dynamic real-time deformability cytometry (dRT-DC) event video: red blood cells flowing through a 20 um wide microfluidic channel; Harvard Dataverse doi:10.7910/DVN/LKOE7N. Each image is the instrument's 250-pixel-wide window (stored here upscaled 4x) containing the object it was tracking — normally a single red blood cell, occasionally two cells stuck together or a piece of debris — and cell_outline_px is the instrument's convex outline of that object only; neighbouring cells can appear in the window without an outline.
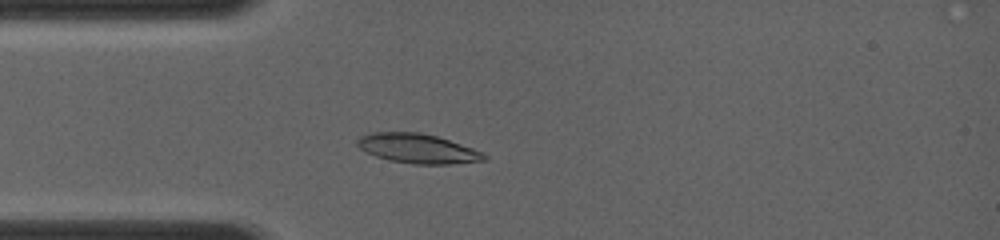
{"species": "common noctule bat (a hibernating species)", "species_latin": "Nyctalus noctula", "temperature_condition": "room temperature", "stored_images_in_passage": 25, "camera_frame_rate_fps": 4000, "um_per_image_px": 0.085, "animal": {"sex": "female", "body_mass_g": 19.0, "forearm_length_mm": 56.7}, "frame": {"image": 1, "passage_image": 1, "time_ms": 0.0, "image_size_px": [1000, 240], "cell_outline_px": [[488, 160], [448, 164], [412, 164], [388, 160], [376, 156], [360, 148], [356, 144], [356, 140], [360, 136], [372, 132], [420, 132], [436, 136], [484, 152], [488, 156]], "centroid_in_image_um": [35.51, 12.63], "position_along_channel_um": 49.5, "area_um2": 21.79}}
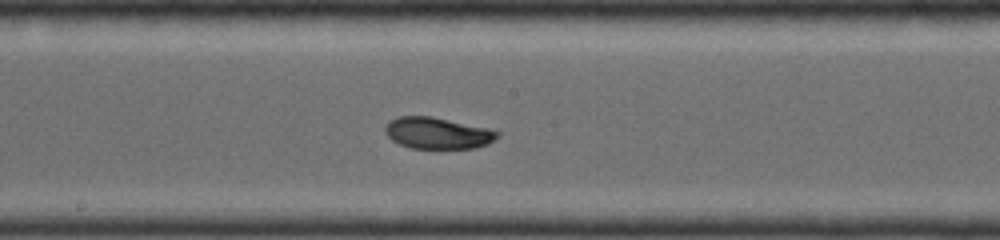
{"frame": {"image": 2, "passage_image": 12, "time_ms": 3.75, "image_size_px": [1000, 240], "cell_outline_px": [[500, 136], [488, 144], [476, 148], [412, 148], [400, 144], [392, 140], [384, 132], [384, 128], [388, 120], [400, 116], [432, 116], [492, 128], [500, 132]], "centroid_in_image_um": [37.23, 11.3], "position_along_channel_um": 211.0, "area_um2": 20.92}}
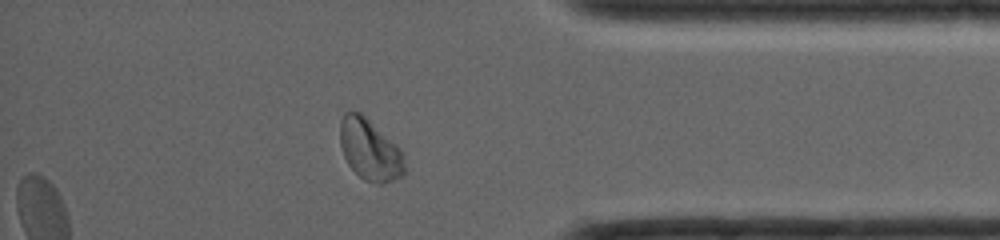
{"frame": {"image": 3, "passage_image": 22, "time_ms": 8.25, "image_size_px": [1000, 240], "cell_outline_px": [[404, 172], [400, 176], [392, 180], [380, 184], [376, 184], [364, 180], [348, 164], [344, 156], [340, 144], [340, 120], [344, 112], [360, 112], [396, 144], [400, 148], [404, 156]], "centroid_in_image_um": [31.42, 12.72], "position_along_channel_um": 403.8, "area_um2": 22.83}}